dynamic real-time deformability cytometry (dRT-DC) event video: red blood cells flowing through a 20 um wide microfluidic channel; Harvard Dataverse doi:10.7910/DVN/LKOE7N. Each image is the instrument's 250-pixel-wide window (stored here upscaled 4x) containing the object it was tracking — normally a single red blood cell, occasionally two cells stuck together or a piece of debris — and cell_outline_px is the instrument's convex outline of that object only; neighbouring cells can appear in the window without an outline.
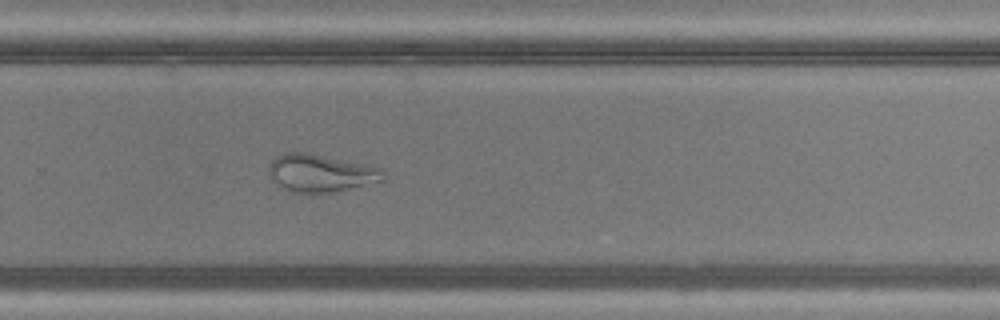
{"species": "common noctule bat (a hibernating species)", "species_latin": "Nyctalus noctula", "temperature_condition": "warm", "stored_images_in_passage": 46, "camera_frame_rate_fps": 3000, "um_per_image_px": 0.085, "animal": {"sex": "male", "body_mass_g": 20.5, "forearm_length_mm": 52.5}, "frame": {"image": 1, "passage_image": 31, "time_ms": 10.0, "image_size_px": [1000, 320], "cell_outline_px": [[384, 180], [332, 192], [292, 192], [284, 188], [272, 180], [268, 172], [268, 160], [280, 152], [308, 152], [380, 168], [384, 176]], "centroid_in_image_um": [27.14, 14.68], "position_along_channel_um": 302.7, "area_um2": 24.91}}
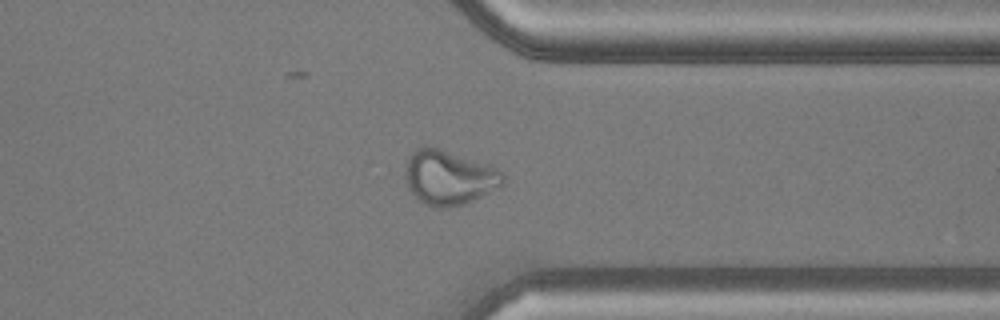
{"frame": {"image": 2, "passage_image": 36, "time_ms": 11.667, "image_size_px": [1000, 320], "cell_outline_px": [[504, 184], [464, 204], [444, 208], [432, 208], [416, 200], [408, 188], [404, 172], [408, 160], [412, 152], [416, 148], [424, 144], [492, 164], [504, 172]], "centroid_in_image_um": [38.15, 15.08], "position_along_channel_um": 373.3, "area_um2": 31.56}}
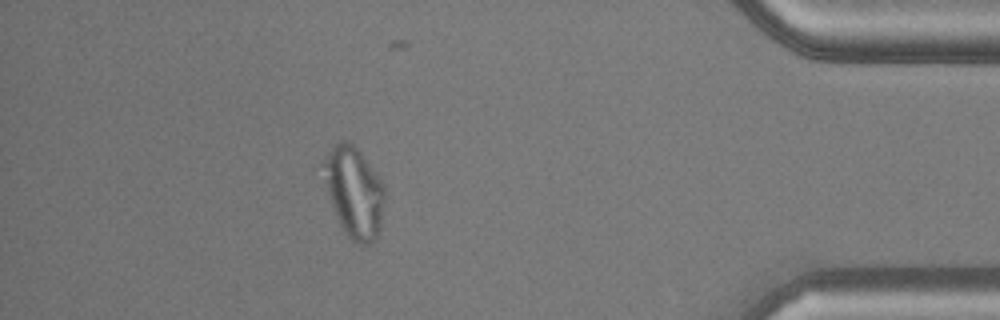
{"frame": {"image": 3, "passage_image": 41, "time_ms": 13.333, "image_size_px": [1000, 320], "cell_outline_px": [[384, 200], [380, 228], [372, 244], [356, 244], [348, 236], [340, 224], [332, 204], [324, 180], [324, 160], [328, 152], [340, 140], [348, 140], [360, 152], [384, 184]], "centroid_in_image_um": [30.12, 16.34], "position_along_channel_um": 405.1, "area_um2": 31.62}}